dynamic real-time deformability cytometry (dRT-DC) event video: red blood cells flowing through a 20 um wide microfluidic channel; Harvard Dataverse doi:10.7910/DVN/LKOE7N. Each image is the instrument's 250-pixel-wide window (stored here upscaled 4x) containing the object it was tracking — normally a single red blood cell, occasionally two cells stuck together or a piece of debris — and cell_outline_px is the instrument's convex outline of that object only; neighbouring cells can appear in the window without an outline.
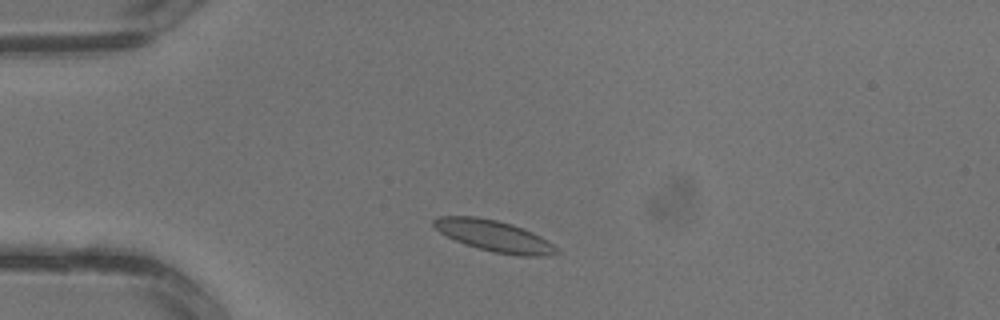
{"species": "common noctule bat (a hibernating species)", "species_latin": "Nyctalus noctula", "temperature_condition": "warm", "stored_images_in_passage": 2, "camera_frame_rate_fps": 3000, "um_per_image_px": 0.085, "animal": {"sex": "male", "body_mass_g": 13.3}, "frame": {"image": 1, "passage_image": 2, "time_ms": 0.333, "image_size_px": [1000, 320], "cell_outline_px": [[560, 252], [552, 256], [520, 256], [492, 252], [456, 240], [440, 232], [432, 224], [432, 220], [436, 216], [476, 216], [496, 220], [512, 224], [532, 232], [540, 236], [552, 244]], "centroid_in_image_um": [42.01, 20.05], "position_along_channel_um": 43.0, "area_um2": 22.2}}